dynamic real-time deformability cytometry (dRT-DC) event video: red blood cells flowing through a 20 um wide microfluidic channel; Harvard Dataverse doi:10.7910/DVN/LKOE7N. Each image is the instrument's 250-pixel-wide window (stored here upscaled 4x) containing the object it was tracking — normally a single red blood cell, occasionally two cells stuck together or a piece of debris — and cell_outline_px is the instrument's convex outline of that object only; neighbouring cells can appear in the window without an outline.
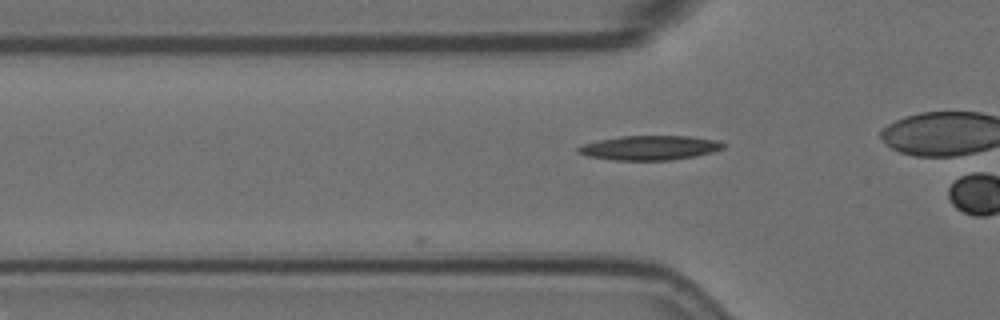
{"species": "Egyptian fruit bat (a non-hibernating species)", "species_latin": "Rousettus aegyptiacus", "temperature_condition": "room temperature", "stored_images_in_passage": 8, "camera_frame_rate_fps": 3000, "um_per_image_px": 0.085, "animal": {"sex": "female"}, "frame": {"image": 1, "passage_image": 5, "time_ms": 1.333, "image_size_px": [1000, 320], "cell_outline_px": [[728, 144], [724, 148], [712, 152], [696, 156], [672, 160], [612, 160], [588, 156], [576, 152], [576, 148], [584, 144], [596, 140], [620, 136], [688, 136], [716, 140]], "centroid_in_image_um": [55.22, 12.56], "position_along_channel_um": 70.6, "area_um2": 20.81}}